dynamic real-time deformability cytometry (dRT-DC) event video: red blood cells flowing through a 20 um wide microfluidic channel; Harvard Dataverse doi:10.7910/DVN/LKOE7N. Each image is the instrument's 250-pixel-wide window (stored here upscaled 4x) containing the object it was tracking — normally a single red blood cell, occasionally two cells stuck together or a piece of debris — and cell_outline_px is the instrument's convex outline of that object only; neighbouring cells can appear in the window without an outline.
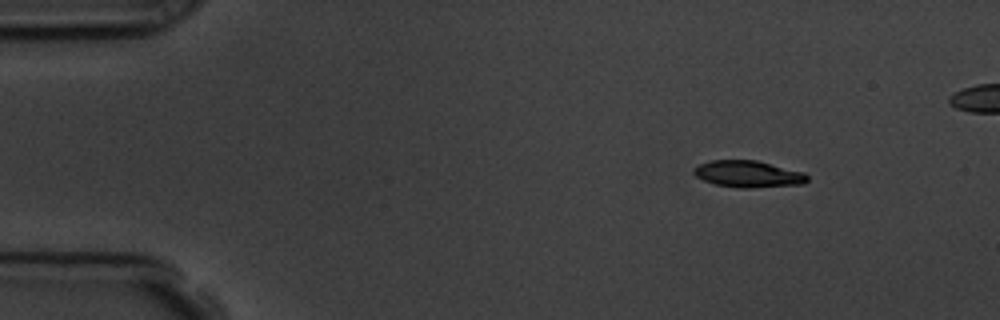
{"species": "common noctule bat (a hibernating species)", "species_latin": "Nyctalus noctula", "temperature_condition": "room temperature", "stored_images_in_passage": 47, "camera_frame_rate_fps": 3000, "um_per_image_px": 0.085, "animal": {"sex": "male", "body_mass_g": 19.5, "forearm_length_mm": 54.6}, "frame": {"image": 1, "passage_image": 1, "time_ms": 0.0, "image_size_px": [1000, 320], "cell_outline_px": [[808, 180], [804, 184], [752, 188], [740, 188], [716, 184], [704, 180], [696, 176], [692, 172], [692, 168], [700, 164], [712, 160], [756, 160], [804, 172], [808, 176]], "centroid_in_image_um": [63.6, 14.79], "position_along_channel_um": 21.4, "area_um2": 17.69}}
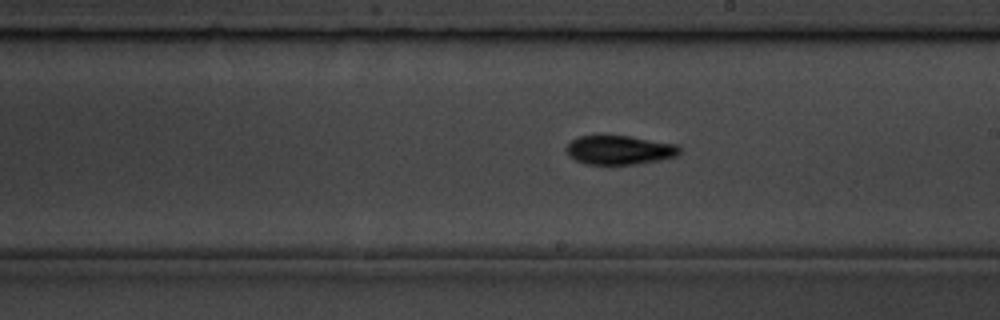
{"frame": {"image": 2, "passage_image": 26, "time_ms": 8.333, "image_size_px": [1000, 320], "cell_outline_px": [[680, 152], [676, 156], [660, 160], [632, 164], [584, 164], [568, 156], [564, 148], [572, 140], [580, 136], [628, 136], [676, 144], [680, 148]], "centroid_in_image_um": [52.62, 12.75], "position_along_channel_um": 236.4, "area_um2": 19.02}}
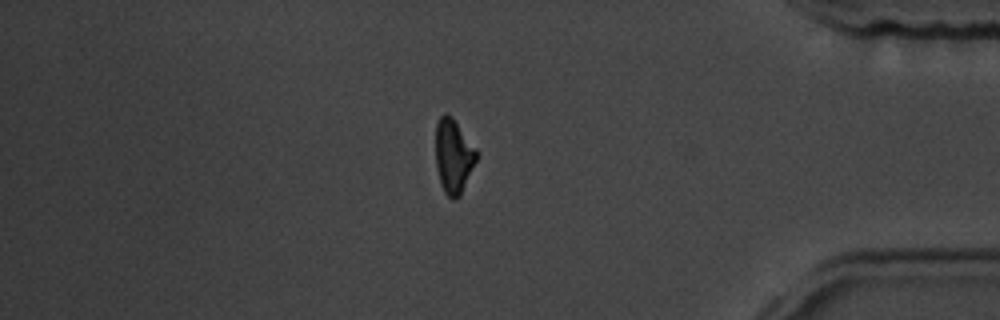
{"frame": {"image": 3, "passage_image": 42, "time_ms": 13.667, "image_size_px": [1000, 320], "cell_outline_px": [[476, 160], [460, 196], [456, 200], [452, 200], [444, 192], [440, 184], [436, 168], [436, 124], [440, 116], [444, 112], [452, 116], [476, 148]], "centroid_in_image_um": [38.52, 13.27], "position_along_channel_um": 396.7, "area_um2": 17.69}}